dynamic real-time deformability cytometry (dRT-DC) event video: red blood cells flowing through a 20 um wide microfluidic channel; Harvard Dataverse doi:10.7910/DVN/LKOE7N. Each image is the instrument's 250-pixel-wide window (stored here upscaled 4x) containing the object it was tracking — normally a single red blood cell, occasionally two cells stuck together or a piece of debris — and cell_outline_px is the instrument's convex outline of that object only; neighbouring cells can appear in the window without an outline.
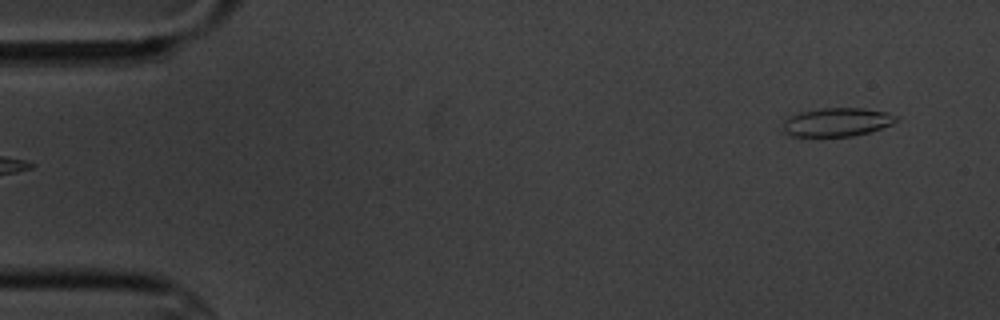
{"species": "common noctule bat (a hibernating species)", "species_latin": "Nyctalus noctula", "temperature_condition": "cold", "stored_images_in_passage": 5, "segment_of_instrument_passage": [2, 2], "camera_frame_rate_fps": 3000, "um_per_image_px": 0.085, "animal": {"sex": "male", "body_mass_g": 20.1, "forearm_length_mm": 53.5}, "frame": {"image": 1, "passage_image": 5, "time_ms": 4.667, "image_size_px": [1000, 320], "cell_outline_px": [[896, 120], [892, 124], [868, 132], [852, 136], [784, 136], [784, 120], [788, 116], [800, 112], [820, 108], [864, 108], [884, 112], [896, 116]], "centroid_in_image_um": [71.07, 10.38], "position_along_channel_um": 13.9, "area_um2": 18.73}}